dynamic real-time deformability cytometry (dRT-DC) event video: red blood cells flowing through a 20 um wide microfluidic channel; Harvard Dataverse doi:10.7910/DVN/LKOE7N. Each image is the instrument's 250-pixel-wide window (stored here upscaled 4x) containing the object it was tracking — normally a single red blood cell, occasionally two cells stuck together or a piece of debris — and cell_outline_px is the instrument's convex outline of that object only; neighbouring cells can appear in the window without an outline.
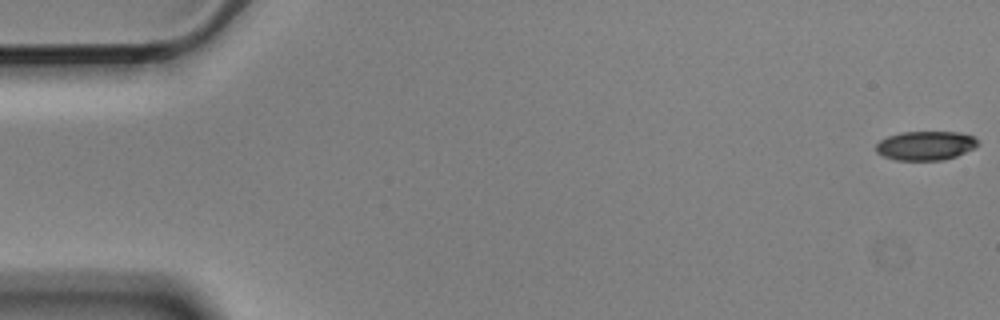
{"species": "Egyptian fruit bat (a non-hibernating species)", "species_latin": "Rousettus aegyptiacus", "temperature_condition": "cold", "stored_images_in_passage": 6, "camera_frame_rate_fps": 3000, "um_per_image_px": 0.085, "animal": {"sex": "male"}, "frame": {"image": 1, "passage_image": 1, "time_ms": 0.0, "image_size_px": [1000, 320], "cell_outline_px": [[976, 144], [972, 148], [956, 156], [944, 160], [896, 160], [884, 156], [876, 152], [876, 144], [880, 140], [888, 136], [900, 132], [960, 132], [972, 136], [976, 140]], "centroid_in_image_um": [78.62, 12.37], "position_along_channel_um": 6.4, "area_um2": 17.05}}
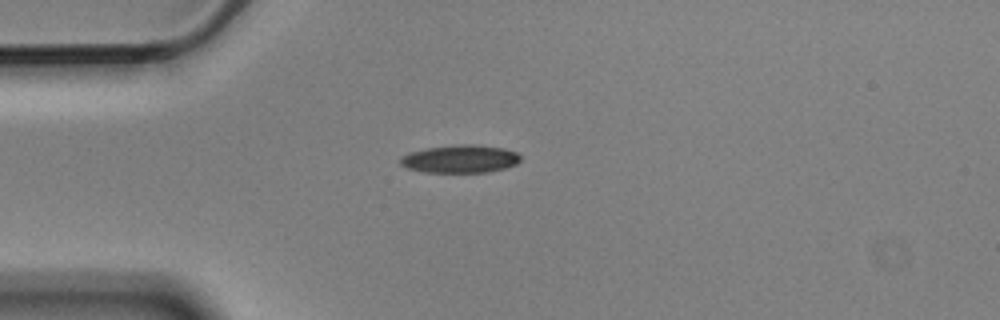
{"frame": {"image": 2, "passage_image": 5, "time_ms": 1.333, "image_size_px": [1000, 320], "cell_outline_px": [[520, 160], [516, 164], [504, 168], [488, 172], [420, 172], [408, 168], [400, 164], [400, 156], [408, 152], [428, 148], [464, 144], [472, 144], [504, 148], [516, 152], [520, 156]], "centroid_in_image_um": [39.09, 13.51], "position_along_channel_um": 45.9, "area_um2": 19.48}}
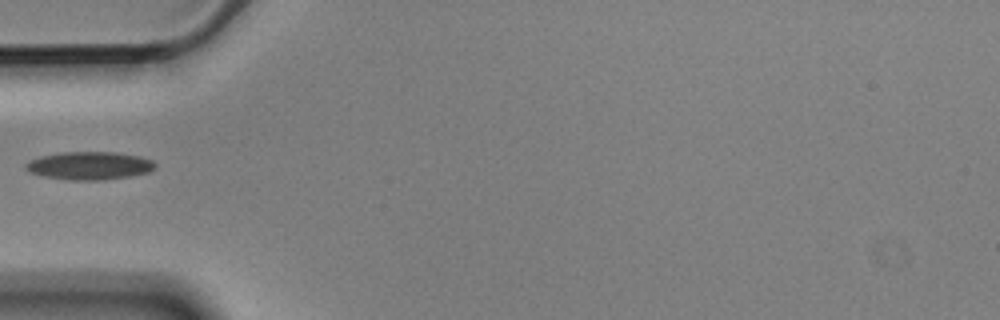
{"frame": {"image": 3, "passage_image": 6, "time_ms": 1.667, "image_size_px": [1000, 320], "cell_outline_px": [[156, 168], [148, 172], [128, 176], [104, 180], [72, 180], [44, 176], [32, 172], [24, 168], [24, 164], [28, 160], [40, 156], [60, 152], [116, 152], [140, 156], [152, 160], [156, 164]], "centroid_in_image_um": [7.6, 14.07], "position_along_channel_um": 77.4, "area_um2": 21.15}}